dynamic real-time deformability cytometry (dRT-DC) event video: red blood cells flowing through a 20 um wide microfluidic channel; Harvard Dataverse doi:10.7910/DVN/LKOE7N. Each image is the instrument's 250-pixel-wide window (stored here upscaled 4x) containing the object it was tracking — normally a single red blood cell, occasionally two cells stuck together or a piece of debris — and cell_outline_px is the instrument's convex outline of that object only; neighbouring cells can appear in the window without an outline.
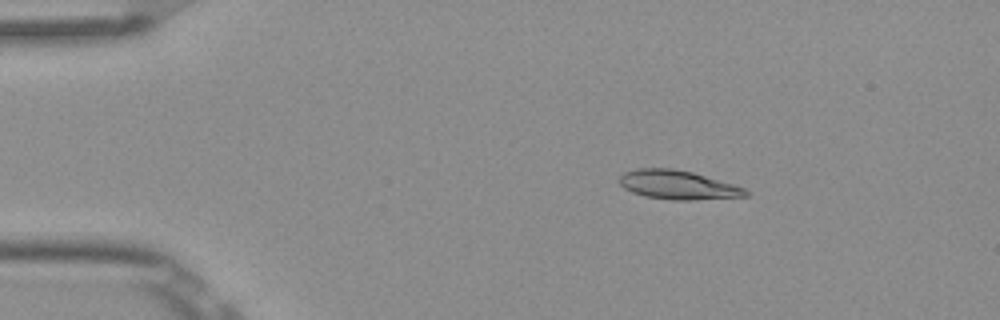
{"species": "Egyptian fruit bat (a non-hibernating species)", "species_latin": "Rousettus aegyptiacus", "temperature_condition": "room temperature", "stored_images_in_passage": 5, "camera_frame_rate_fps": 3000, "um_per_image_px": 0.085, "frame": {"image": 1, "passage_image": 2, "time_ms": 0.333, "image_size_px": [1000, 320], "cell_outline_px": [[752, 192], [748, 196], [692, 200], [672, 200], [644, 196], [632, 192], [624, 188], [620, 184], [620, 176], [624, 172], [636, 168], [672, 168], [692, 172], [732, 184], [744, 188]], "centroid_in_image_um": [57.62, 15.72], "position_along_channel_um": 27.4, "area_um2": 21.27}}
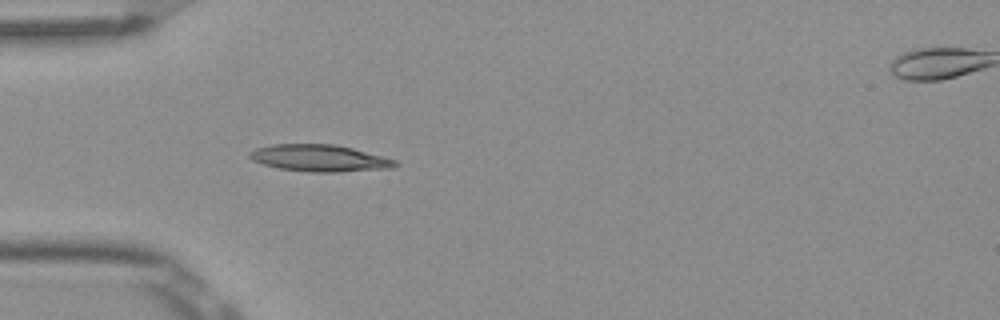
{"frame": {"image": 2, "passage_image": 4, "time_ms": 1.0, "image_size_px": [1000, 320], "cell_outline_px": [[400, 164], [392, 168], [340, 172], [308, 172], [280, 168], [264, 164], [252, 160], [248, 156], [248, 152], [256, 148], [272, 144], [336, 144], [384, 156], [396, 160]], "centroid_in_image_um": [27.18, 13.44], "position_along_channel_um": 57.8, "area_um2": 22.89}}